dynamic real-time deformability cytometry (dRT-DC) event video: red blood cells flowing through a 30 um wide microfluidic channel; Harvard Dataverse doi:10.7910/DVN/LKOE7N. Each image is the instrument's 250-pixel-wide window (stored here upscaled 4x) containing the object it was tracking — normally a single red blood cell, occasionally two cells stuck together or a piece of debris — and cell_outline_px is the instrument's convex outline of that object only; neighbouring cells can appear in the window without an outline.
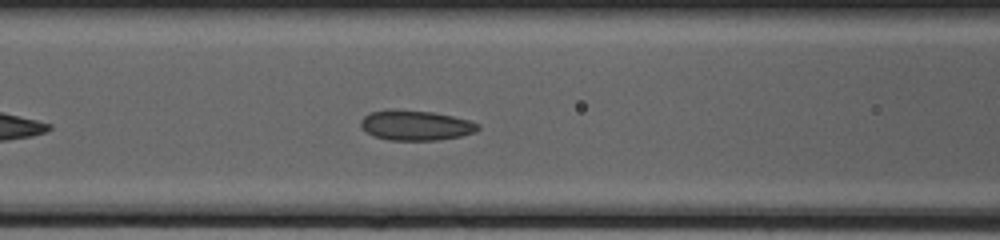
{"species": "common noctule bat (a hibernating species)", "species_latin": "Nyctalus noctula", "temperature_condition": "cold", "stored_images_in_passage": 15, "camera_frame_rate_fps": 3000, "um_per_image_px": 0.085, "animal": {"sex": "female", "body_mass_g": 20.0, "forearm_length_mm": 54.0}, "frame": {"image": 1, "passage_image": 9, "time_ms": 2.667, "image_size_px": [1000, 240], "cell_outline_px": [[480, 128], [476, 132], [460, 136], [440, 140], [388, 140], [376, 136], [368, 132], [360, 124], [360, 120], [364, 116], [372, 112], [388, 108], [396, 108], [432, 112], [452, 116], [468, 120], [480, 124]], "centroid_in_image_um": [35.35, 10.64], "position_along_channel_um": 131.3, "area_um2": 20.63}}
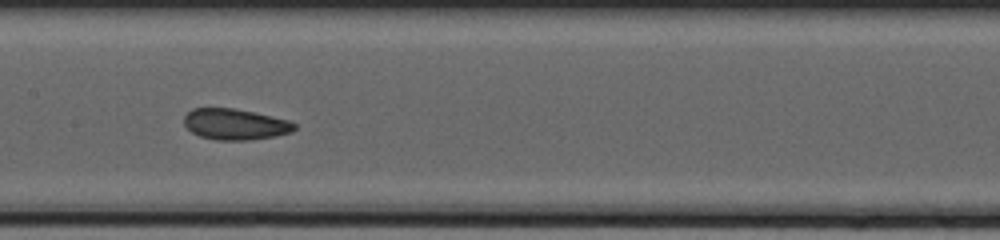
{"frame": {"image": 2, "passage_image": 13, "time_ms": 4.0, "image_size_px": [1000, 240], "cell_outline_px": [[296, 128], [292, 132], [276, 136], [252, 140], [216, 140], [200, 136], [192, 132], [184, 124], [184, 116], [192, 108], [232, 108], [252, 112], [288, 120], [296, 124]], "centroid_in_image_um": [19.99, 10.57], "position_along_channel_um": 187.4, "area_um2": 19.88}}